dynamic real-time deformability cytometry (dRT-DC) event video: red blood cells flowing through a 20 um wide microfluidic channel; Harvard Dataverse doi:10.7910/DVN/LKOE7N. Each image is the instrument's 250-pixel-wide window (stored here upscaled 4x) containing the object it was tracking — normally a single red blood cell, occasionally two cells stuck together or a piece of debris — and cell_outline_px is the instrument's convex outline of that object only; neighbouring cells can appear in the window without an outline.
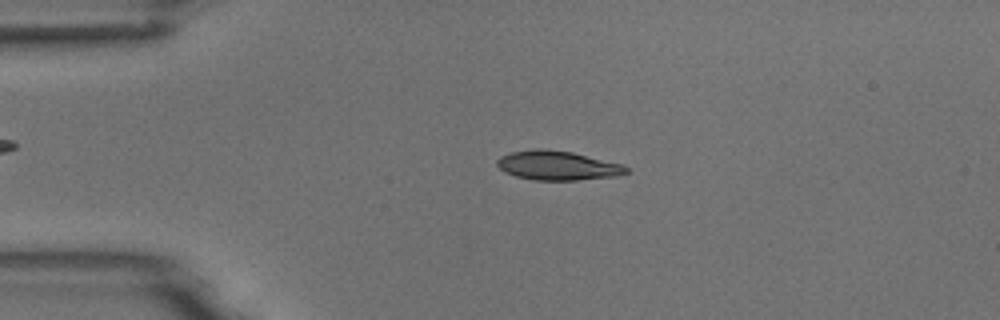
{"species": "common noctule bat (a hibernating species)", "species_latin": "Nyctalus noctula", "temperature_condition": "room temperature", "stored_images_in_passage": 3, "camera_frame_rate_fps": 3000, "um_per_image_px": 0.085, "animal": {"sex": "male", "body_mass_g": 18.8}, "frame": {"image": 1, "passage_image": 3, "time_ms": 0.667, "image_size_px": [1000, 320], "cell_outline_px": [[628, 172], [620, 176], [576, 180], [536, 180], [516, 176], [504, 172], [496, 164], [496, 160], [500, 156], [512, 152], [536, 148], [544, 148], [572, 152], [624, 164], [628, 168]], "centroid_in_image_um": [47.41, 14.06], "position_along_channel_um": 37.6, "area_um2": 22.2}}